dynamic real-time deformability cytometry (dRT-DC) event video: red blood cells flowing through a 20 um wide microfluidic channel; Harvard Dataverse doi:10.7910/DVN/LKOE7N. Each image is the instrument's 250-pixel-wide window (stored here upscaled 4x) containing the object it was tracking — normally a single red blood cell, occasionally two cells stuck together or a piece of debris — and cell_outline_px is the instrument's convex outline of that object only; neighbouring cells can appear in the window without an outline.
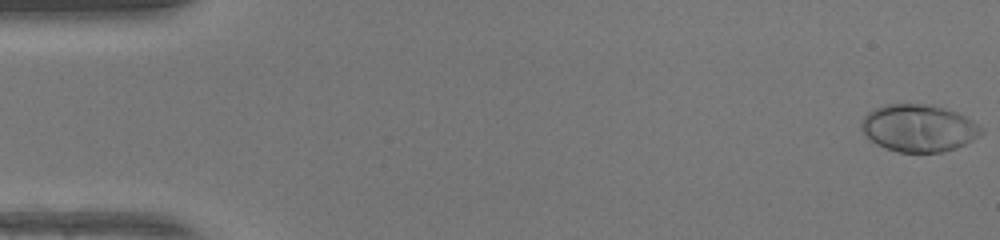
{"species": "human", "species_latin": "Homo sapiens", "temperature_condition": "warm", "stored_images_in_passage": 49, "camera_frame_rate_fps": 3000, "um_per_image_px": 0.085, "donor": {"sex": "female"}, "frame": {"image": 1, "passage_image": 1, "time_ms": 0.0, "image_size_px": [1000, 240], "cell_outline_px": [[984, 132], [980, 136], [956, 148], [940, 152], [896, 152], [884, 148], [876, 144], [860, 128], [860, 120], [868, 112], [884, 104], [928, 104], [944, 108], [956, 112], [972, 120], [984, 128]], "centroid_in_image_um": [78.08, 10.89], "position_along_channel_um": 6.9, "area_um2": 33.12}}
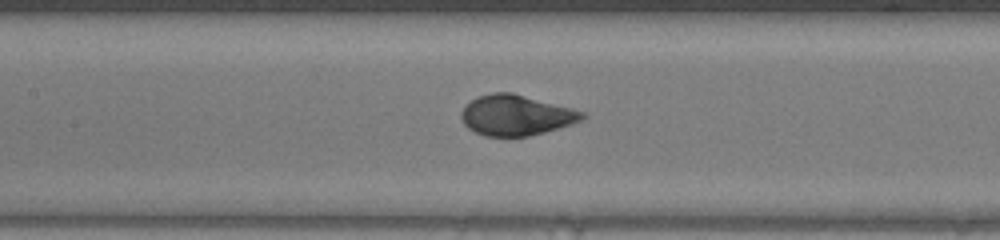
{"frame": {"image": 2, "passage_image": 23, "time_ms": 7.333, "image_size_px": [1000, 240], "cell_outline_px": [[588, 116], [584, 120], [572, 124], [544, 132], [528, 136], [484, 136], [468, 128], [464, 124], [460, 116], [460, 112], [464, 104], [476, 96], [492, 92], [512, 92], [572, 108], [584, 112]], "centroid_in_image_um": [43.85, 9.78], "position_along_channel_um": 163.6, "area_um2": 28.84}}
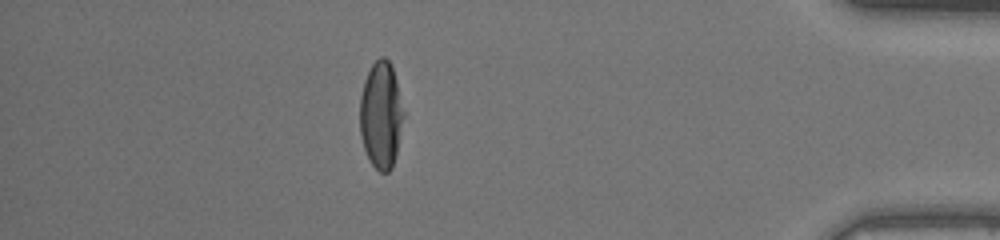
{"frame": {"image": 3, "passage_image": 43, "time_ms": 14.0, "image_size_px": [1000, 240], "cell_outline_px": [[404, 116], [396, 156], [392, 168], [388, 172], [380, 172], [368, 160], [360, 136], [360, 96], [364, 80], [372, 64], [380, 56], [384, 56], [392, 64], [404, 112]], "centroid_in_image_um": [32.38, 9.78], "position_along_channel_um": 402.8, "area_um2": 27.46}, "authors_computed_cell_mechanics": {"area_um2": 29.3624, "velocity_mm_per_s": 4.2935, "shape_relaxation_time_tau1_ms": 2.832, "shape_relaxation_time_tau2_ms": null, "deformation_change_tau1": 0.2266, "deformation_change_tau2": null}}